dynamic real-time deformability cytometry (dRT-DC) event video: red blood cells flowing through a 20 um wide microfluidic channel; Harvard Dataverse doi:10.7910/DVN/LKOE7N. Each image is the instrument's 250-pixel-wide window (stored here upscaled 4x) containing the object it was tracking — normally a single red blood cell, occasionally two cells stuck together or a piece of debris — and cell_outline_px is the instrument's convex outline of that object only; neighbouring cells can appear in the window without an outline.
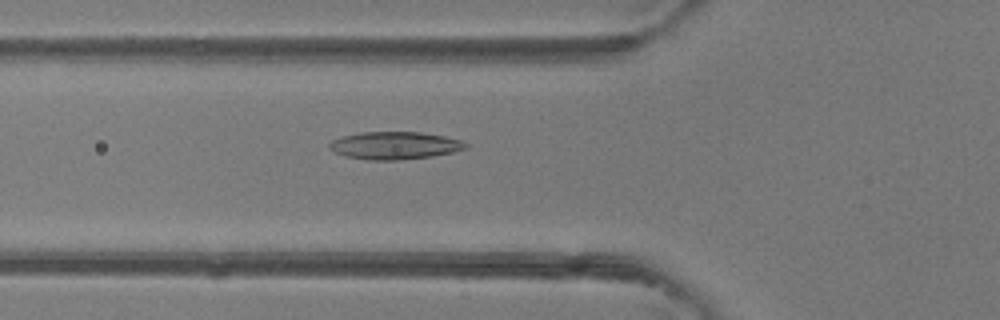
{"species": "common noctule bat (a hibernating species)", "species_latin": "Nyctalus noctula", "temperature_condition": "room temperature", "stored_images_in_passage": 37, "camera_frame_rate_fps": 3000, "um_per_image_px": 0.085, "animal": {"sex": "female"}, "frame": {"image": 1, "passage_image": 16, "time_ms": 5.0, "image_size_px": [1000, 320], "cell_outline_px": [[468, 148], [452, 152], [432, 156], [396, 160], [368, 160], [344, 156], [328, 148], [328, 144], [332, 140], [340, 136], [360, 132], [420, 132], [444, 136], [460, 140], [468, 144]], "centroid_in_image_um": [33.51, 12.36], "position_along_channel_um": 92.3, "area_um2": 21.96}}
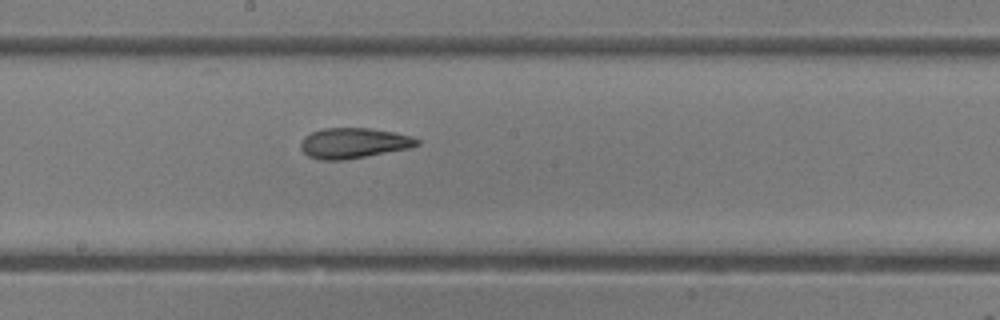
{"frame": {"image": 2, "passage_image": 25, "time_ms": 8.0, "image_size_px": [1000, 320], "cell_outline_px": [[420, 144], [412, 148], [344, 160], [320, 160], [308, 156], [300, 148], [300, 144], [304, 136], [312, 132], [324, 128], [372, 128], [396, 132], [412, 136], [420, 140]], "centroid_in_image_um": [30.09, 12.16], "position_along_channel_um": 218.1, "area_um2": 20.87}}
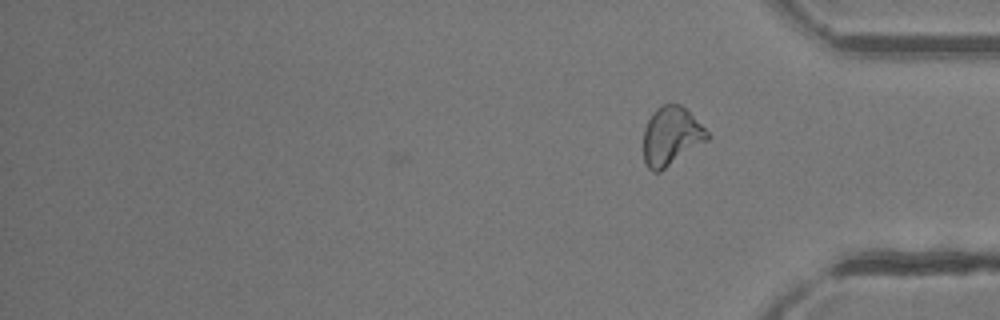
{"frame": {"image": 3, "passage_image": 37, "time_ms": 12.0, "image_size_px": [1000, 320], "cell_outline_px": [[708, 140], [660, 172], [652, 172], [648, 168], [644, 160], [644, 128], [652, 112], [656, 108], [664, 104], [680, 104], [708, 132]], "centroid_in_image_um": [57.02, 11.59], "position_along_channel_um": 378.2, "area_um2": 21.56}, "authors_computed_cell_mechanics": {"area_um2": 21.2704, "velocity_mm_per_s": 4.1631, "shape_relaxation_time_tau1_ms": 5.9921, "shape_relaxation_time_tau2_ms": 2.9096, "deformation_change_tau1": 0.1637, "deformation_change_tau2": 0.1034}}